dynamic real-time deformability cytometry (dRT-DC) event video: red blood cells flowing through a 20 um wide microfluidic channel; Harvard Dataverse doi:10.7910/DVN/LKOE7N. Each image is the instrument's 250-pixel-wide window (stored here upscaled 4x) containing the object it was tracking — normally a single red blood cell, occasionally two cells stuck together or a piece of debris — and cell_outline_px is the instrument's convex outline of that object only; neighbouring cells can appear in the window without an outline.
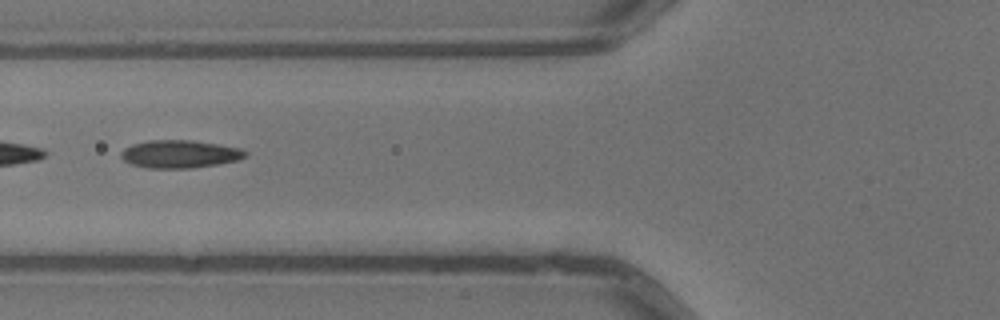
{"species": "common noctule bat (a hibernating species)", "species_latin": "Nyctalus noctula", "temperature_condition": "warm", "stored_images_in_passage": 5, "segment_of_instrument_passage": [2, 2], "camera_frame_rate_fps": 3000, "um_per_image_px": 0.085, "animal": {"sex": "male", "body_mass_g": 13.3}, "frame": {"image": 1, "passage_image": 4, "time_ms": 1.0, "image_size_px": [1000, 320], "cell_outline_px": [[248, 156], [236, 160], [216, 164], [192, 168], [148, 168], [132, 164], [124, 160], [120, 156], [120, 152], [124, 148], [132, 144], [148, 140], [192, 140], [240, 148], [248, 152]], "centroid_in_image_um": [15.26, 13.09], "position_along_channel_um": 110.5, "area_um2": 20.11}}
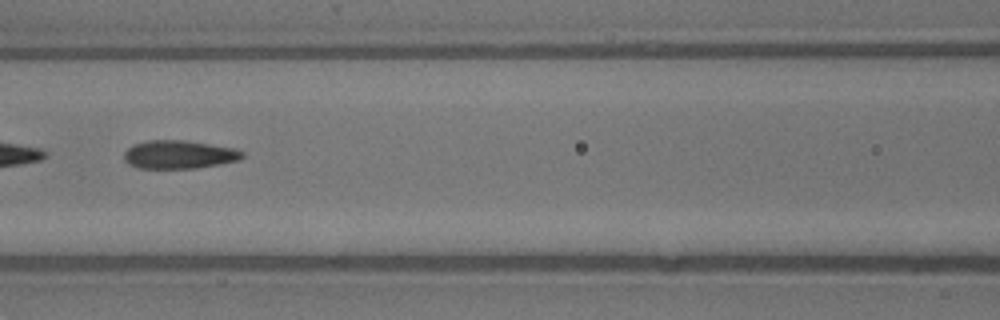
{"frame": {"image": 2, "passage_image": 5, "time_ms": 1.333, "image_size_px": [1000, 320], "cell_outline_px": [[244, 156], [240, 160], [220, 164], [196, 168], [140, 168], [128, 164], [124, 160], [124, 152], [132, 144], [148, 140], [184, 140], [236, 148], [244, 152]], "centroid_in_image_um": [15.23, 13.13], "position_along_channel_um": 151.4, "area_um2": 19.65}}